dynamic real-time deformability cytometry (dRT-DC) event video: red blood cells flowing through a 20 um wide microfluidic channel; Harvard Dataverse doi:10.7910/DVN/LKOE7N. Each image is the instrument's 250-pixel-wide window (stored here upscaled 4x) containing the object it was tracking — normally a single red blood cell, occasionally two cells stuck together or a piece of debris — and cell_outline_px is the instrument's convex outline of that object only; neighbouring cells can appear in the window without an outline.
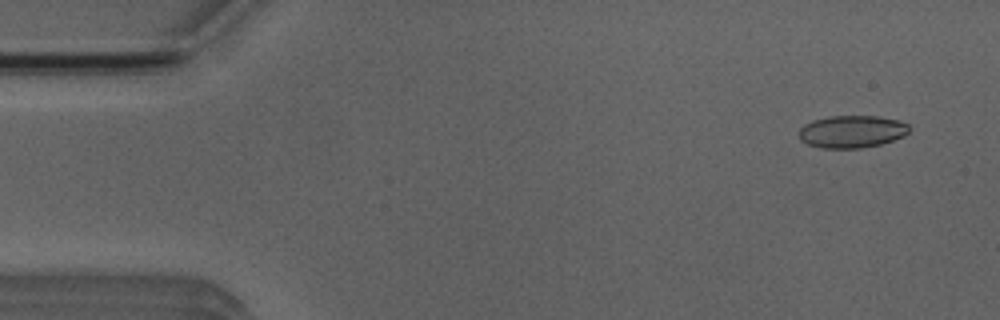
{"species": "Egyptian fruit bat (a non-hibernating species)", "species_latin": "Rousettus aegyptiacus", "temperature_condition": "room temperature", "stored_images_in_passage": 2, "camera_frame_rate_fps": 3000, "um_per_image_px": 0.085, "animal": {"sex": "male"}, "frame": {"image": 1, "passage_image": 2, "time_ms": 1.333, "image_size_px": [1000, 320], "cell_outline_px": [[912, 128], [904, 136], [880, 144], [860, 148], [820, 148], [808, 144], [800, 140], [800, 128], [804, 124], [812, 120], [828, 116], [876, 116], [900, 120], [908, 124]], "centroid_in_image_um": [72.42, 11.18], "position_along_channel_um": 12.6, "area_um2": 20.92}}